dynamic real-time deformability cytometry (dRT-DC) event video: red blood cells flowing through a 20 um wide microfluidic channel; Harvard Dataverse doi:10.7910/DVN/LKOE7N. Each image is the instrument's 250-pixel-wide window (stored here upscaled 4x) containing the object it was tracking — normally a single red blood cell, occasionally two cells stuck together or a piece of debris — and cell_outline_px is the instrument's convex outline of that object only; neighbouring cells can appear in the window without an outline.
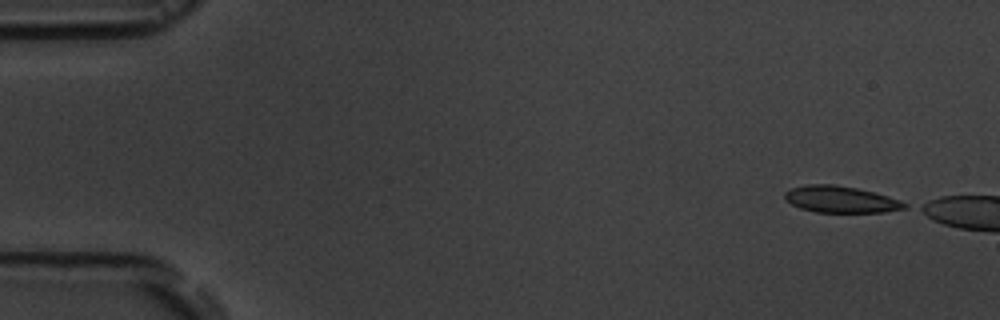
{"species": "common noctule bat (a hibernating species)", "species_latin": "Nyctalus noctula", "temperature_condition": "room temperature", "stored_images_in_passage": 3, "camera_frame_rate_fps": 3000, "um_per_image_px": 0.085, "animal": {"sex": "male", "body_mass_g": 19.5, "forearm_length_mm": 54.6}, "frame": {"image": 1, "passage_image": 1, "time_ms": 0.0, "image_size_px": [1000, 320], "cell_outline_px": [[908, 208], [884, 212], [816, 212], [800, 208], [792, 204], [784, 196], [784, 192], [792, 188], [804, 184], [836, 184], [856, 188], [888, 196], [900, 200], [908, 204]], "centroid_in_image_um": [71.47, 16.94], "position_along_channel_um": 13.5, "area_um2": 18.55}}